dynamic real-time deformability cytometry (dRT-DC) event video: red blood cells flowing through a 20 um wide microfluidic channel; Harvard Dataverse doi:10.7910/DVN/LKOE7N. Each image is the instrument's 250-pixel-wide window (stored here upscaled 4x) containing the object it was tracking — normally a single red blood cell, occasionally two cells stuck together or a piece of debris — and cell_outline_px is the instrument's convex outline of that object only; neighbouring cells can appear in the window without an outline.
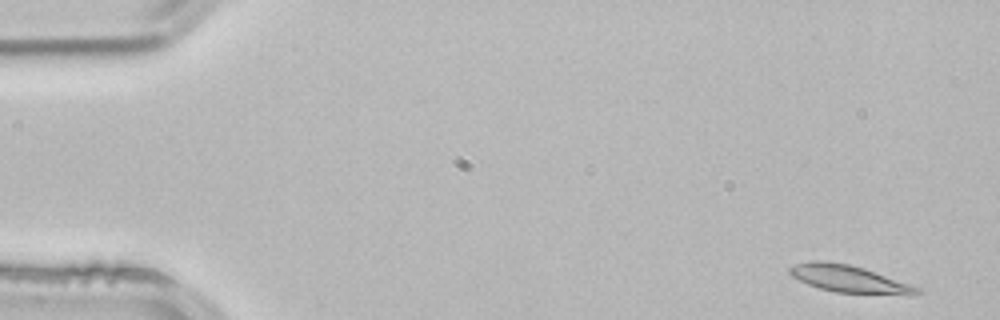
{"species": "common noctule bat (a hibernating species)", "species_latin": "Nyctalus noctula", "temperature_condition": "room temperature", "stored_images_in_passage": 3, "camera_frame_rate_fps": 3000, "um_per_image_px": 0.085, "animal": {"sex": "male", "body_mass_g": 21.5, "forearm_length_mm": 52.0}, "frame": {"image": 1, "passage_image": 1, "time_ms": 0.0, "image_size_px": [1000, 320], "cell_outline_px": [[924, 292], [912, 296], [908, 296], [836, 292], [820, 288], [808, 284], [792, 276], [788, 272], [788, 268], [796, 264], [808, 260], [824, 260], [848, 264], [864, 268], [920, 288]], "centroid_in_image_um": [72.21, 23.72], "position_along_channel_um": 12.8, "area_um2": 20.4}}